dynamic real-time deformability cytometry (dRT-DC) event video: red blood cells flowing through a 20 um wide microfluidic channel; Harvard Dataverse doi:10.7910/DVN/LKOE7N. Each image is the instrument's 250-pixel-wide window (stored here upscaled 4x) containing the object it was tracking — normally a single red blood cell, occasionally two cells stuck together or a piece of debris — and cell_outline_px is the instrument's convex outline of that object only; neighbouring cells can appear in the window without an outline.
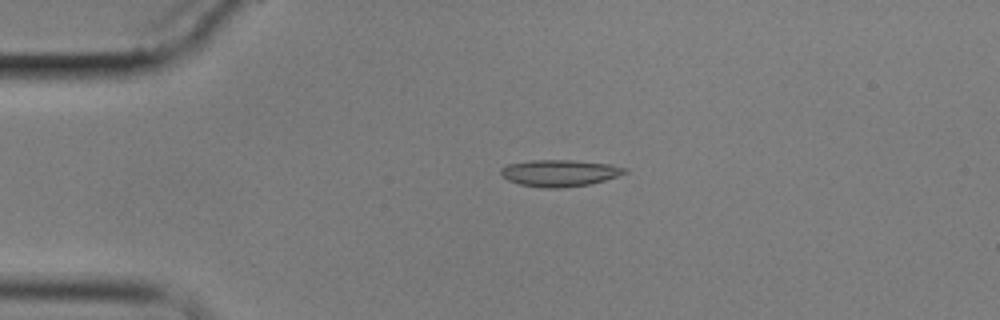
{"species": "common noctule bat (a hibernating species)", "species_latin": "Nyctalus noctula", "temperature_condition": "cold", "stored_images_in_passage": 4, "camera_frame_rate_fps": 3000, "um_per_image_px": 0.085, "animal": {"sex": "male", "body_mass_g": 17.9}, "frame": {"image": 1, "passage_image": 3, "time_ms": 3.333, "image_size_px": [1000, 320], "cell_outline_px": [[628, 172], [592, 184], [560, 188], [544, 188], [520, 184], [508, 180], [500, 172], [500, 168], [508, 164], [532, 160], [576, 160], [612, 164], [628, 168]], "centroid_in_image_um": [47.6, 14.7], "position_along_channel_um": 37.4, "area_um2": 19.36}}